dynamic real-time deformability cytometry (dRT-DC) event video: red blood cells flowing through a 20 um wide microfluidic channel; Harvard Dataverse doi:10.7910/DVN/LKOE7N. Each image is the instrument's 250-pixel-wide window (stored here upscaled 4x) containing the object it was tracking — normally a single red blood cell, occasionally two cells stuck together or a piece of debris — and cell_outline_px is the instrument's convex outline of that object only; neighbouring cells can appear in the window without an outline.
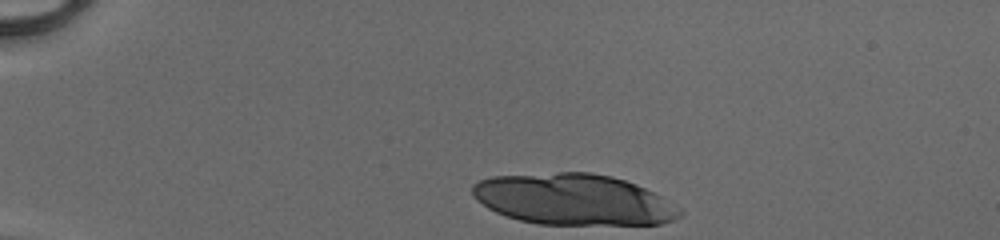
{"species": "human", "species_latin": "Homo sapiens", "temperature_condition": "cold", "stored_images_in_passage": 12, "camera_frame_rate_fps": 3000, "um_per_image_px": 0.085, "donor": {"sex": "male"}, "frame": {"image": 1, "passage_image": 1, "time_ms": 0.0, "image_size_px": [1000, 240], "cell_outline_px": [[684, 212], [680, 216], [672, 220], [660, 224], [536, 224], [520, 220], [496, 212], [488, 208], [476, 200], [472, 196], [472, 184], [480, 180], [492, 176], [560, 172], [592, 172], [612, 176], [636, 184], [660, 196], [680, 208]], "centroid_in_image_um": [48.72, 16.95], "position_along_channel_um": 36.3, "area_um2": 61.61}}